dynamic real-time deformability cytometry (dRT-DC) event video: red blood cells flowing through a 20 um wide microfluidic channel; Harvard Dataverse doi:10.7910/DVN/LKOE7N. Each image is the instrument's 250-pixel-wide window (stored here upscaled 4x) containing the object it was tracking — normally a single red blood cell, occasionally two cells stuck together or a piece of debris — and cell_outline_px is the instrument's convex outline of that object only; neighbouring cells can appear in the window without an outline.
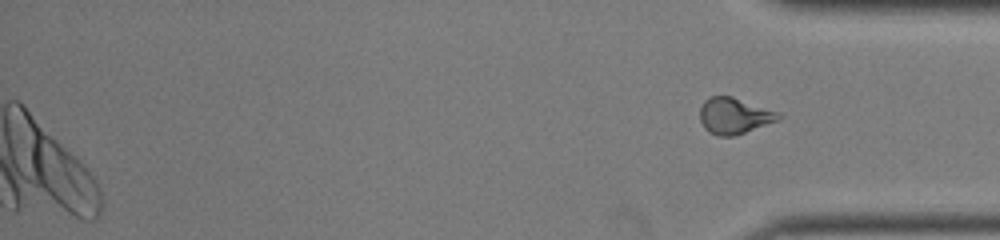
{"species": "common noctule bat (a hibernating species)", "species_latin": "Nyctalus noctula", "temperature_condition": "room temperature", "stored_images_in_passage": 37, "camera_frame_rate_fps": 3000, "um_per_image_px": 0.085, "animal": {"sex": "female", "body_mass_g": 22.0, "forearm_length_mm": 56.7}, "frame": {"image": 1, "passage_image": 37, "time_ms": 12.0, "image_size_px": [1000, 240], "cell_outline_px": [[780, 116], [776, 120], [736, 136], [716, 136], [704, 128], [700, 120], [700, 108], [704, 100], [712, 96], [732, 96], [776, 112]], "centroid_in_image_um": [62.33, 9.85], "position_along_channel_um": 372.9, "area_um2": 16.18}, "authors_computed_cell_mechanics": {"area_um2": 18.2648, "velocity_mm_per_s": 4.0867, "shape_relaxation_time_tau1_ms": 2.5679, "shape_relaxation_time_tau2_ms": 4.191, "deformation_change_tau1": 0.061, "deformation_change_tau2": 0.0601}}